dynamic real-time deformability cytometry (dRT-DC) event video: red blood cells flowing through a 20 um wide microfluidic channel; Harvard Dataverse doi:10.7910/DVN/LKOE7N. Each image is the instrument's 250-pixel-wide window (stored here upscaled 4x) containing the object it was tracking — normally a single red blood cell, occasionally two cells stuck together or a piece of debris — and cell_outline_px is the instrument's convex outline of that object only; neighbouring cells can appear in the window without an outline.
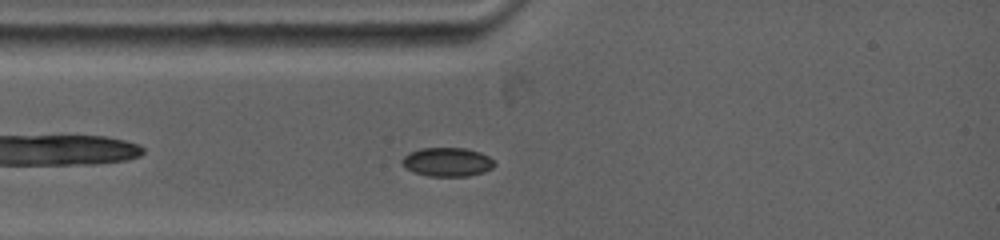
{"species": "common noctule bat (a hibernating species)", "species_latin": "Nyctalus noctula", "temperature_condition": "warm", "stored_images_in_passage": 42, "camera_frame_rate_fps": 5000, "um_per_image_px": 0.085, "animal": {"sex": "female", "body_mass_g": 19.0, "forearm_length_mm": 53.3}, "frame": {"image": 1, "passage_image": 6, "time_ms": 1.4, "image_size_px": [1000, 240], "cell_outline_px": [[496, 164], [492, 168], [484, 172], [468, 176], [428, 176], [416, 172], [408, 168], [400, 160], [408, 152], [420, 148], [464, 148], [480, 152], [488, 156]], "centroid_in_image_um": [38.03, 13.76], "position_along_channel_um": 47.0, "area_um2": 15.43}}
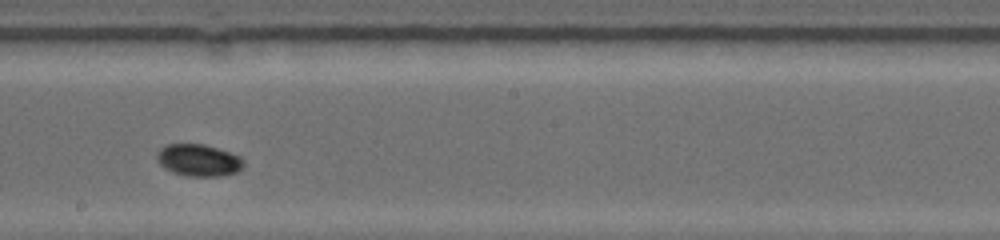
{"frame": {"image": 2, "passage_image": 24, "time_ms": 6.2, "image_size_px": [1000, 240], "cell_outline_px": [[244, 164], [236, 172], [220, 176], [188, 176], [172, 172], [164, 168], [156, 160], [156, 152], [160, 148], [168, 144], [204, 144], [240, 156], [244, 160]], "centroid_in_image_um": [16.84, 13.62], "position_along_channel_um": 231.4, "area_um2": 16.13}}
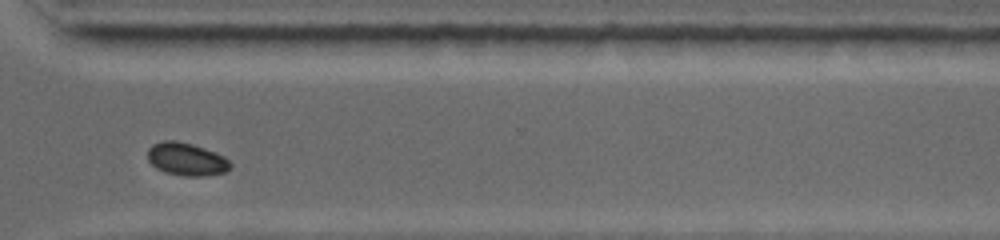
{"frame": {"image": 3, "passage_image": 35, "time_ms": 9.4, "image_size_px": [1000, 240], "cell_outline_px": [[232, 168], [224, 172], [204, 176], [184, 176], [164, 172], [156, 168], [148, 160], [148, 148], [152, 144], [164, 140], [176, 140], [192, 144], [216, 152], [224, 156], [232, 164]], "centroid_in_image_um": [15.85, 13.53], "position_along_channel_um": 354.7, "area_um2": 15.95}, "authors_computed_cell_mechanics": {"area_um2": 15.606, "velocity_mm_per_s": 3.8402, "shape_relaxation_time_tau1_ms": 4.6431, "shape_relaxation_time_tau2_ms": null, "deformation_change_tau1": 0.0645, "deformation_change_tau2": null}}